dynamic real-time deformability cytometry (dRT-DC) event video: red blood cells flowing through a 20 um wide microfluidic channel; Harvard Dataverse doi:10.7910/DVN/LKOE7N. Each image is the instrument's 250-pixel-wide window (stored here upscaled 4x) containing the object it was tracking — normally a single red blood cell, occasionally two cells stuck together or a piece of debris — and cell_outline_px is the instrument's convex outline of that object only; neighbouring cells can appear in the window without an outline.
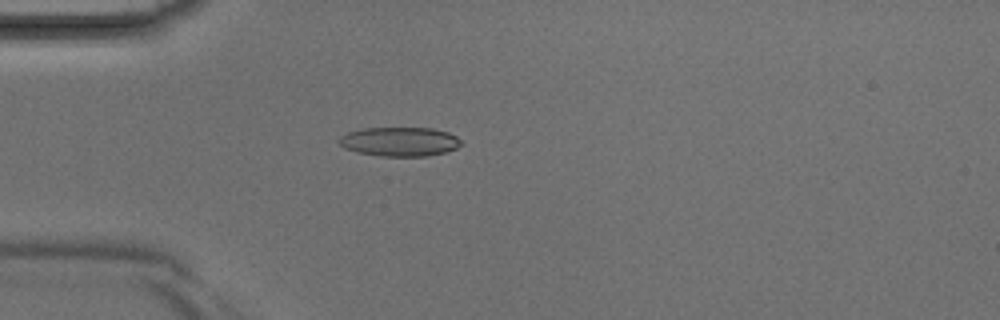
{"species": "Egyptian fruit bat (a non-hibernating species)", "species_latin": "Rousettus aegyptiacus", "temperature_condition": "room temperature", "stored_images_in_passage": 3, "camera_frame_rate_fps": 3000, "um_per_image_px": 0.085, "animal": {"sex": "male"}, "frame": {"image": 1, "passage_image": 3, "time_ms": 0.667, "image_size_px": [1000, 320], "cell_outline_px": [[464, 144], [456, 148], [444, 152], [428, 156], [380, 156], [356, 152], [344, 148], [336, 140], [340, 136], [348, 132], [364, 128], [432, 128], [448, 132], [456, 136]], "centroid_in_image_um": [33.96, 12.04], "position_along_channel_um": 51.0, "area_um2": 20.87}}